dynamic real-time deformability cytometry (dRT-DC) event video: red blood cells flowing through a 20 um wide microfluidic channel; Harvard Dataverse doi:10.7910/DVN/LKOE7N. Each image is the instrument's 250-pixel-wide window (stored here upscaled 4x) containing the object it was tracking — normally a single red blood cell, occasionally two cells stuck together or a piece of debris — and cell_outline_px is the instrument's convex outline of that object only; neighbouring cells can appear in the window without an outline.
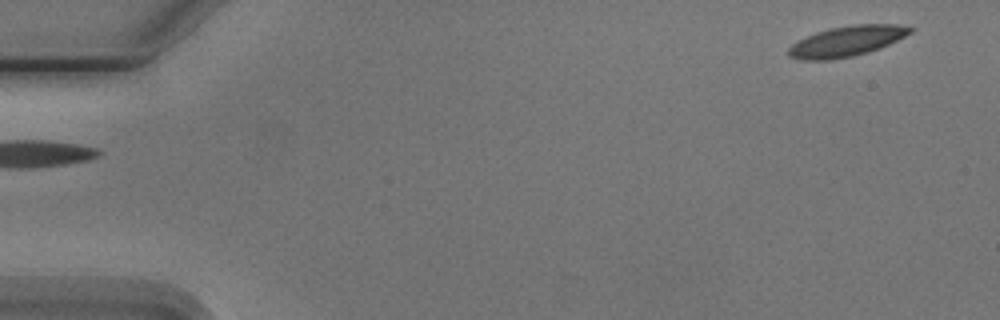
{"species": "Egyptian fruit bat (a non-hibernating species)", "species_latin": "Rousettus aegyptiacus", "temperature_condition": "cold", "stored_images_in_passage": 5, "segment_of_instrument_passage": [2, 2], "camera_frame_rate_fps": 3000, "um_per_image_px": 0.085, "animal": {"sex": "male"}, "frame": {"image": 1, "passage_image": 5, "time_ms": 5.0, "image_size_px": [1000, 320], "cell_outline_px": [[916, 28], [912, 32], [880, 48], [868, 52], [852, 56], [828, 60], [800, 60], [788, 56], [788, 48], [796, 40], [816, 32], [828, 28], [852, 24], [896, 24]], "centroid_in_image_um": [71.94, 3.49], "position_along_channel_um": 13.1, "area_um2": 21.68}}